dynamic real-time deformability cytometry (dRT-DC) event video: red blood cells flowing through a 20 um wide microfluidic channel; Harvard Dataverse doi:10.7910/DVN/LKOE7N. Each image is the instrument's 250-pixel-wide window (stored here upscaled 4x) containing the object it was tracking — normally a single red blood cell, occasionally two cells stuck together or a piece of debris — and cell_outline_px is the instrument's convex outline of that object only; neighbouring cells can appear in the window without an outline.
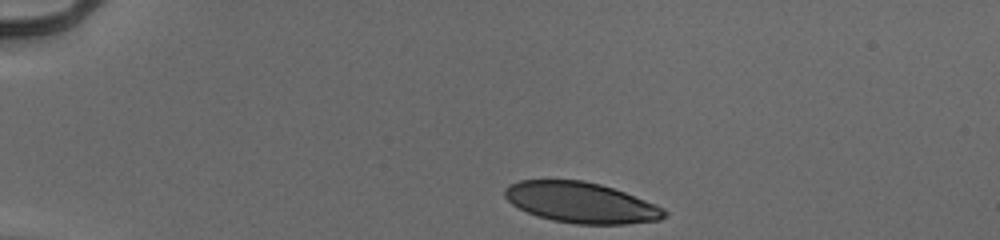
{"species": "human", "species_latin": "Homo sapiens", "temperature_condition": "cold", "stored_images_in_passage": 35, "camera_frame_rate_fps": 3000, "um_per_image_px": 0.085, "donor": {"sex": "male"}, "frame": {"image": 1, "passage_image": 1, "time_ms": 0.0, "image_size_px": [1000, 240], "cell_outline_px": [[668, 216], [660, 220], [624, 224], [576, 224], [552, 220], [536, 216], [512, 204], [504, 196], [504, 188], [508, 184], [520, 180], [584, 180], [600, 184], [624, 192], [656, 204], [664, 208], [668, 212]], "centroid_in_image_um": [49.4, 17.22], "position_along_channel_um": 35.6, "area_um2": 37.92}}
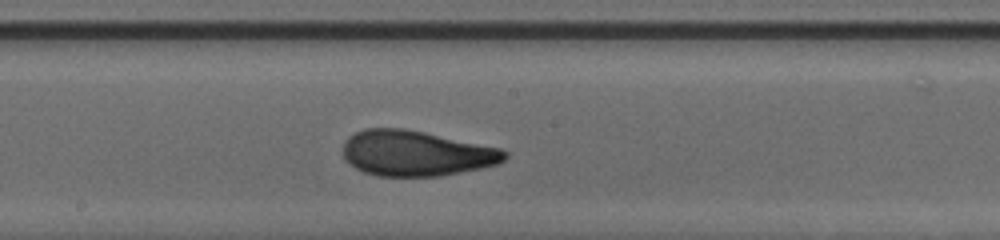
{"frame": {"image": 2, "passage_image": 20, "time_ms": 6.333, "image_size_px": [1000, 240], "cell_outline_px": [[508, 156], [504, 160], [496, 164], [480, 168], [440, 176], [376, 176], [364, 172], [348, 164], [344, 160], [344, 140], [348, 136], [364, 128], [404, 128], [424, 132], [500, 148], [508, 152]], "centroid_in_image_um": [35.33, 13.03], "position_along_channel_um": 212.9, "area_um2": 42.83}}
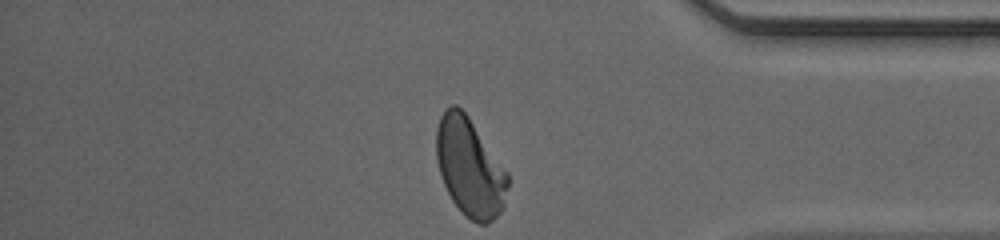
{"frame": {"image": 3, "passage_image": 35, "time_ms": 11.333, "image_size_px": [1000, 240], "cell_outline_px": [[508, 188], [504, 204], [500, 212], [488, 224], [480, 224], [464, 216], [460, 212], [452, 200], [444, 184], [436, 160], [436, 128], [440, 116], [452, 104], [456, 104], [468, 116], [508, 172]], "centroid_in_image_um": [39.93, 14.24], "position_along_channel_um": 395.3, "area_um2": 40.86}, "authors_computed_cell_mechanics": {"area_um2": 41.5582, "velocity_mm_per_s": 3.9534, "shape_relaxation_time_tau1_ms": 4.8037, "shape_relaxation_time_tau2_ms": 0.9358, "deformation_change_tau1": 0.2098, "deformation_change_tau2": 0.0675}}